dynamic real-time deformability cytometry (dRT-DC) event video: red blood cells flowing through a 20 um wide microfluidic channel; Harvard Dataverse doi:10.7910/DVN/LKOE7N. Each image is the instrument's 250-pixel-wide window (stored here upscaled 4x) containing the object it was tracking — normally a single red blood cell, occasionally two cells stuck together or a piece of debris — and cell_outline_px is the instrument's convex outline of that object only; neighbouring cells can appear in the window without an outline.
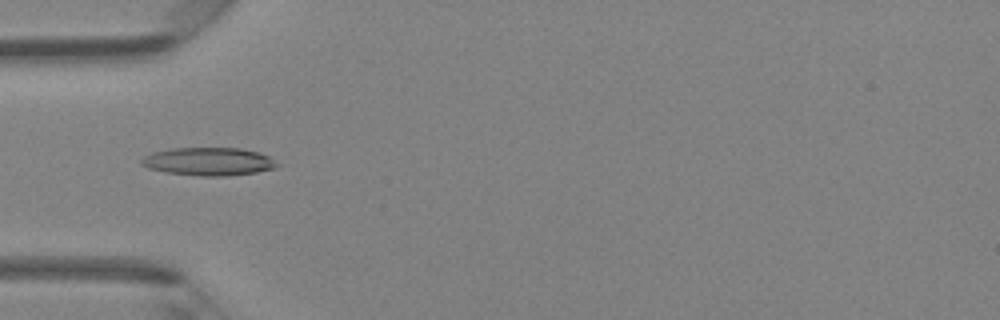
{"species": "Egyptian fruit bat (a non-hibernating species)", "species_latin": "Rousettus aegyptiacus", "temperature_condition": "room temperature", "stored_images_in_passage": 33, "camera_frame_rate_fps": 3000, "um_per_image_px": 0.085, "animal": {"sex": "female"}, "frame": {"image": 1, "passage_image": 1, "time_ms": 0.0, "image_size_px": [1000, 320], "cell_outline_px": [[280, 164], [276, 168], [256, 172], [228, 176], [200, 176], [164, 172], [148, 168], [140, 164], [140, 160], [144, 156], [152, 152], [172, 148], [240, 148], [260, 152], [268, 156]], "centroid_in_image_um": [17.73, 13.73], "position_along_channel_um": 67.3, "area_um2": 22.37}}
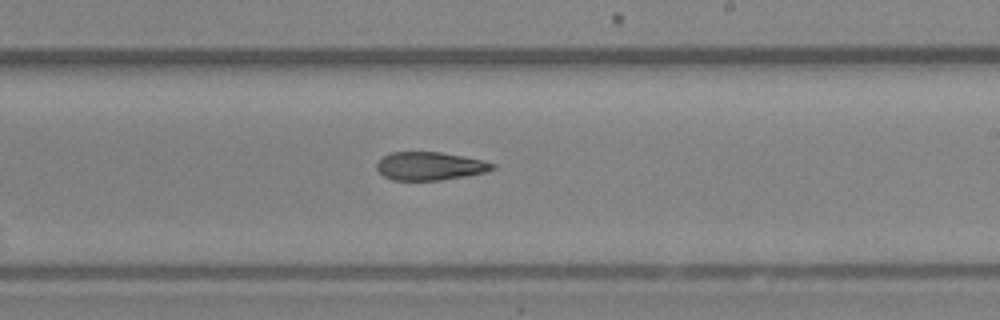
{"frame": {"image": 2, "passage_image": 14, "time_ms": 4.333, "image_size_px": [1000, 320], "cell_outline_px": [[496, 168], [484, 172], [464, 176], [440, 180], [392, 180], [384, 176], [376, 168], [376, 164], [384, 156], [392, 152], [440, 152], [484, 160], [496, 164]], "centroid_in_image_um": [36.55, 14.11], "position_along_channel_um": 252.5, "area_um2": 18.9}}
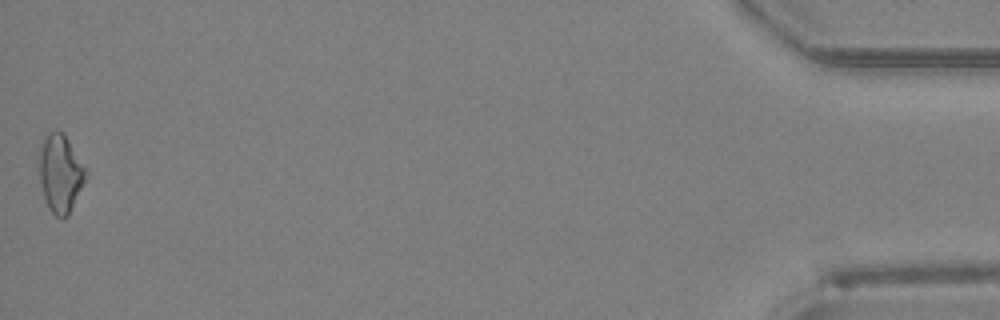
{"frame": {"image": 3, "passage_image": 33, "time_ms": 10.667, "image_size_px": [1000, 320], "cell_outline_px": [[88, 172], [68, 216], [64, 220], [60, 220], [48, 208], [44, 200], [36, 168], [40, 148], [44, 136], [48, 132], [64, 132], [88, 168]], "centroid_in_image_um": [5.11, 14.73], "position_along_channel_um": 430.1, "area_um2": 21.96}, "authors_computed_cell_mechanics": {"area_um2": 20.0566, "velocity_mm_per_s": 4.3112, "shape_relaxation_time_tau1_ms": 8.9743, "shape_relaxation_time_tau2_ms": 10.1209, "deformation_change_tau1": 0.197, "deformation_change_tau2": 0.2439}}